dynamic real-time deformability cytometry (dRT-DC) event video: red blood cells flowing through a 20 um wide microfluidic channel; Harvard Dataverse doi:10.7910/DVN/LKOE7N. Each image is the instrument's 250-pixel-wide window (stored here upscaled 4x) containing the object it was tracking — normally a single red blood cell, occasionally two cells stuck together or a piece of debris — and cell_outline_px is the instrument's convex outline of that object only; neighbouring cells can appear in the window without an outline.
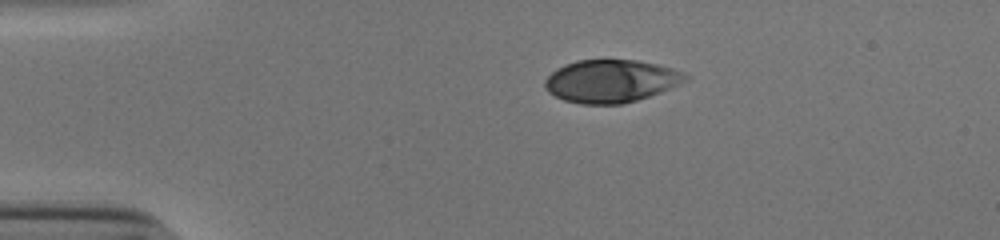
{"species": "human", "species_latin": "Homo sapiens", "temperature_condition": "cold", "stored_images_in_passage": 38, "camera_frame_rate_fps": 3000, "um_per_image_px": 0.085, "donor": {"sex": "male"}, "frame": {"image": 1, "passage_image": 1, "time_ms": 0.0, "image_size_px": [1000, 240], "cell_outline_px": [[688, 80], [680, 84], [660, 92], [636, 100], [620, 104], [580, 104], [564, 100], [548, 92], [544, 88], [544, 80], [556, 68], [564, 64], [576, 60], [636, 60], [656, 64], [672, 68], [688, 76]], "centroid_in_image_um": [51.89, 6.89], "position_along_channel_um": 33.1, "area_um2": 34.91}}
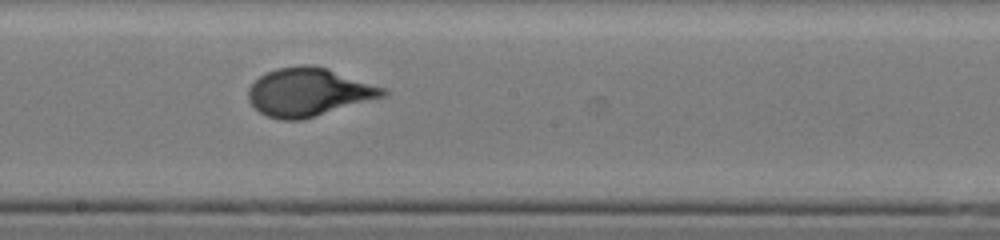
{"frame": {"image": 2, "passage_image": 20, "time_ms": 6.333, "image_size_px": [1000, 240], "cell_outline_px": [[388, 96], [316, 116], [300, 120], [280, 120], [268, 116], [260, 112], [248, 100], [248, 88], [260, 76], [276, 68], [300, 64], [308, 64], [328, 68], [384, 88], [388, 92]], "centroid_in_image_um": [26.25, 7.83], "position_along_channel_um": 222.0, "area_um2": 37.86}}
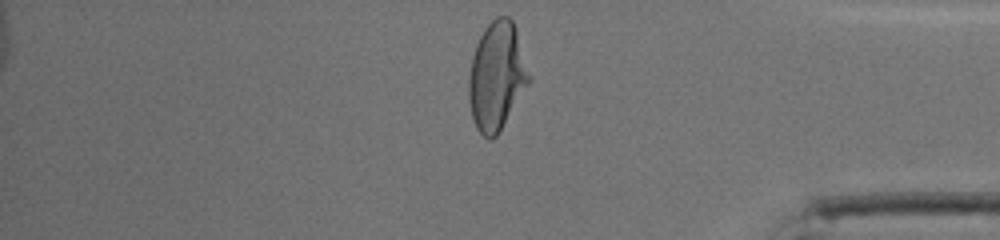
{"frame": {"image": 3, "passage_image": 35, "time_ms": 11.333, "image_size_px": [1000, 240], "cell_outline_px": [[532, 80], [496, 136], [492, 140], [488, 140], [476, 128], [472, 116], [468, 100], [468, 80], [472, 56], [476, 44], [484, 28], [496, 16], [508, 16], [512, 20], [516, 28], [532, 76]], "centroid_in_image_um": [42.24, 6.46], "position_along_channel_um": 393.0, "area_um2": 38.38}, "authors_computed_cell_mechanics": {"area_um2": 37.1654, "velocity_mm_per_s": 3.845, "shape_relaxation_time_tau1_ms": 4.3464, "shape_relaxation_time_tau2_ms": null, "deformation_change_tau1": 0.2106, "deformation_change_tau2": null}}